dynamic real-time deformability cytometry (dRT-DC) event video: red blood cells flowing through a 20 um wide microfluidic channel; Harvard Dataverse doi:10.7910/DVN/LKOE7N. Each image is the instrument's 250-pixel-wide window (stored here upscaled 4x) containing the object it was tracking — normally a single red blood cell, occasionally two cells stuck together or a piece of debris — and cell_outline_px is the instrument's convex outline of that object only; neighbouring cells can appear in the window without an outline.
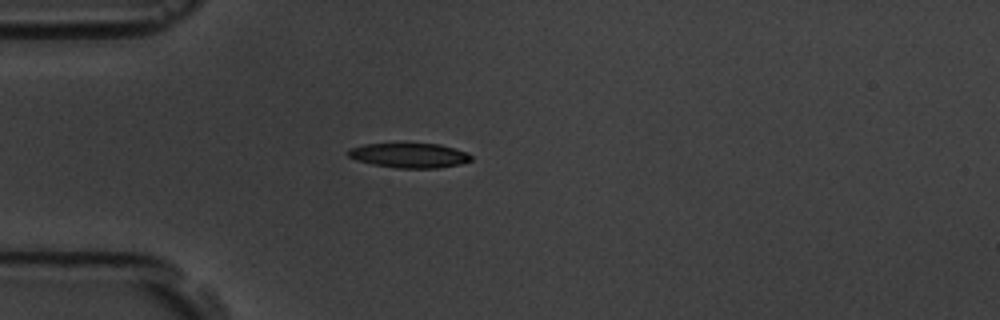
{"species": "common noctule bat (a hibernating species)", "species_latin": "Nyctalus noctula", "temperature_condition": "room temperature", "stored_images_in_passage": 4, "camera_frame_rate_fps": 3000, "um_per_image_px": 0.085, "animal": {"sex": "male", "body_mass_g": 19.5, "forearm_length_mm": 54.6}, "frame": {"image": 1, "passage_image": 4, "time_ms": 3.333, "image_size_px": [1000, 320], "cell_outline_px": [[472, 160], [460, 164], [440, 168], [396, 168], [372, 164], [356, 160], [348, 156], [344, 152], [348, 148], [364, 144], [404, 140], [440, 144], [468, 152], [472, 156]], "centroid_in_image_um": [34.74, 13.15], "position_along_channel_um": 50.3, "area_um2": 18.96}}